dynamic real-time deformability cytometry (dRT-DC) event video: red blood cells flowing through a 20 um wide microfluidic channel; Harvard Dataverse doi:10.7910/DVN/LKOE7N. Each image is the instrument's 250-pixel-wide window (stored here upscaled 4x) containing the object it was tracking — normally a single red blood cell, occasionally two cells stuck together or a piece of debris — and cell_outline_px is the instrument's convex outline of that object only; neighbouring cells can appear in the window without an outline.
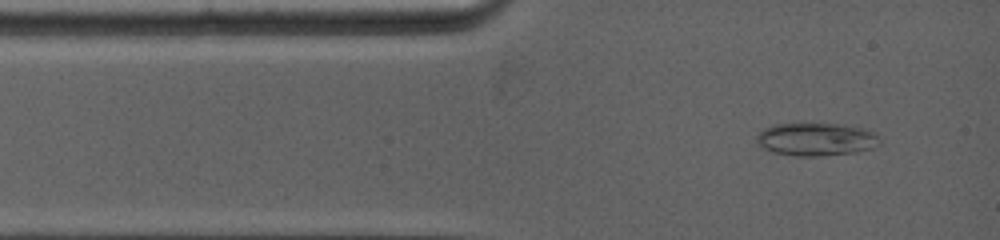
{"species": "common noctule bat (a hibernating species)", "species_latin": "Nyctalus noctula", "temperature_condition": "warm", "stored_images_in_passage": 83, "camera_frame_rate_fps": 5000, "um_per_image_px": 0.085, "animal": {"sex": "female", "body_mass_g": 19.0, "forearm_length_mm": 53.3}, "frame": {"image": 1, "passage_image": 4, "time_ms": 0.6, "image_size_px": [1000, 240], "cell_outline_px": [[876, 136], [868, 148], [856, 152], [816, 156], [796, 156], [772, 152], [764, 148], [756, 140], [756, 136], [764, 128], [776, 124], [840, 124], [860, 128], [872, 132]], "centroid_in_image_um": [69.22, 11.84], "position_along_channel_um": 15.8, "area_um2": 22.72}}
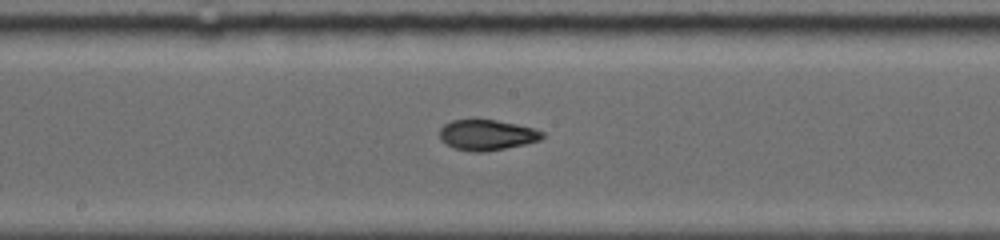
{"frame": {"image": 2, "passage_image": 32, "time_ms": 6.0, "image_size_px": [1000, 240], "cell_outline_px": [[544, 136], [540, 140], [524, 144], [484, 152], [472, 152], [456, 148], [448, 144], [440, 136], [440, 128], [444, 124], [452, 120], [476, 116], [516, 124], [532, 128], [544, 132]], "centroid_in_image_um": [41.37, 11.42], "position_along_channel_um": 206.8, "area_um2": 18.55}}
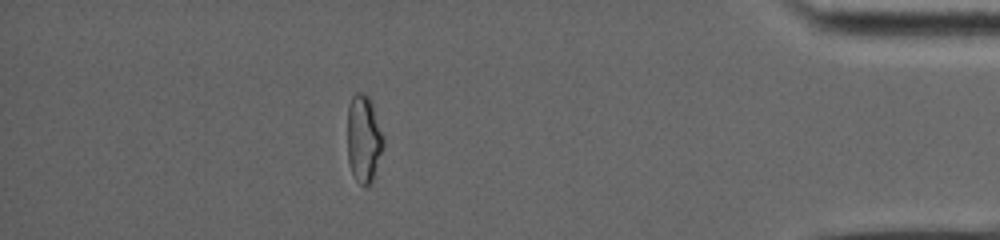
{"frame": {"image": 3, "passage_image": 62, "time_ms": 12.2, "image_size_px": [1000, 240], "cell_outline_px": [[384, 144], [372, 180], [364, 188], [352, 172], [348, 160], [348, 104], [352, 96], [356, 92], [360, 92], [368, 96], [372, 104], [384, 140]], "centroid_in_image_um": [30.9, 11.77], "position_along_channel_um": 404.3, "area_um2": 17.92}, "authors_computed_cell_mechanics": {"area_um2": 18.0914, "velocity_mm_per_s": 4.0127, "shape_relaxation_time_tau1_ms": null, "shape_relaxation_time_tau2_ms": 1.4477, "deformation_change_tau1": null, "deformation_change_tau2": 0.0452}}